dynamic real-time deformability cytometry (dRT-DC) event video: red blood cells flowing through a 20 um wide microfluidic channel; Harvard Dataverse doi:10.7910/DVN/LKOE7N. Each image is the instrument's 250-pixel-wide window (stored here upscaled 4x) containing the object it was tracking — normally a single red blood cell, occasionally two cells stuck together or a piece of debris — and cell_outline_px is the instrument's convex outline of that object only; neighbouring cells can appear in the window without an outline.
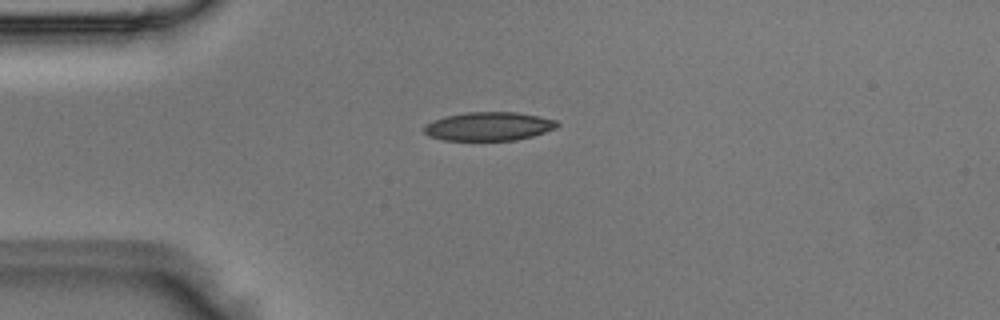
{"species": "Egyptian fruit bat (a non-hibernating species)", "species_latin": "Rousettus aegyptiacus", "temperature_condition": "room temperature", "stored_images_in_passage": 5, "camera_frame_rate_fps": 3000, "um_per_image_px": 0.085, "animal": {"sex": "male"}, "frame": {"image": 1, "passage_image": 4, "time_ms": 1.0, "image_size_px": [1000, 320], "cell_outline_px": [[560, 124], [556, 128], [532, 136], [516, 140], [444, 140], [428, 136], [424, 132], [424, 124], [432, 120], [444, 116], [464, 112], [516, 112], [556, 120]], "centroid_in_image_um": [41.5, 10.73], "position_along_channel_um": 43.5, "area_um2": 22.25}}